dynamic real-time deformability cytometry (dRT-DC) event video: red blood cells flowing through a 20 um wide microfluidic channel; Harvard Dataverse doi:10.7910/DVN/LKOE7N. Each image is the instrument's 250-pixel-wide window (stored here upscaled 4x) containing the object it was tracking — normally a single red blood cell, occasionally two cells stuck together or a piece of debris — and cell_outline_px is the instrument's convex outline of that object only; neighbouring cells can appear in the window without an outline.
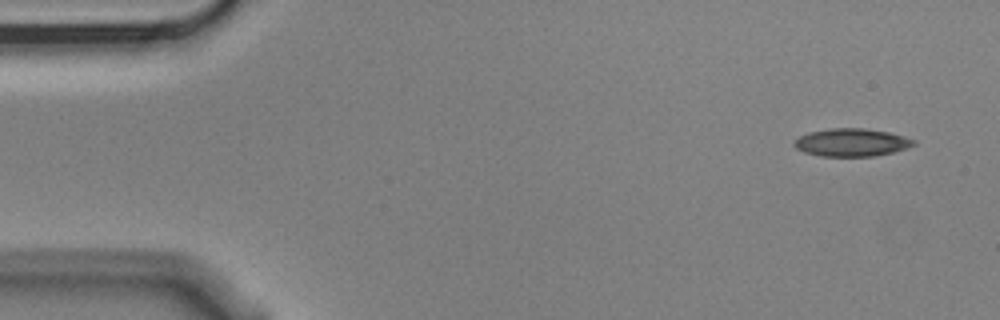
{"species": "Egyptian fruit bat (a non-hibernating species)", "species_latin": "Rousettus aegyptiacus", "temperature_condition": "cold", "stored_images_in_passage": 8, "camera_frame_rate_fps": 3000, "um_per_image_px": 0.085, "animal": {"sex": "male"}, "frame": {"image": 1, "passage_image": 1, "time_ms": 0.0, "image_size_px": [1000, 320], "cell_outline_px": [[916, 144], [892, 152], [872, 156], [820, 156], [804, 152], [796, 148], [792, 144], [800, 136], [808, 132], [828, 128], [864, 128], [888, 132], [904, 136], [916, 140]], "centroid_in_image_um": [72.36, 12.1], "position_along_channel_um": 12.6, "area_um2": 19.31}}
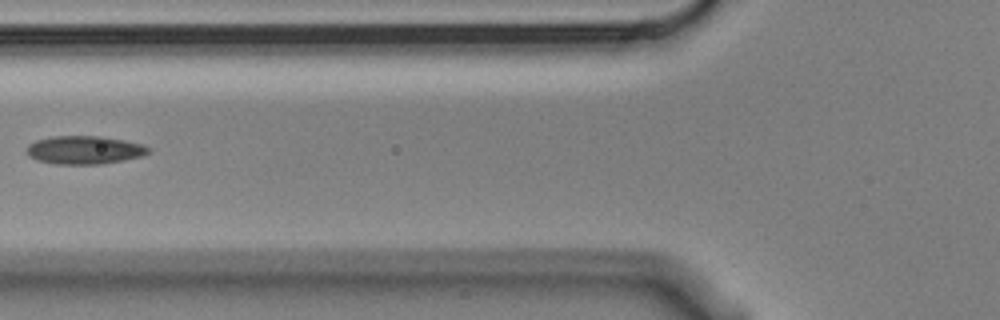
{"frame": {"image": 2, "passage_image": 6, "time_ms": 1.667, "image_size_px": [1000, 320], "cell_outline_px": [[152, 152], [144, 156], [124, 160], [100, 164], [56, 164], [36, 160], [28, 156], [28, 144], [36, 140], [52, 136], [100, 136], [124, 140], [140, 144], [152, 148]], "centroid_in_image_um": [7.21, 12.75], "position_along_channel_um": 118.6, "area_um2": 20.17}}
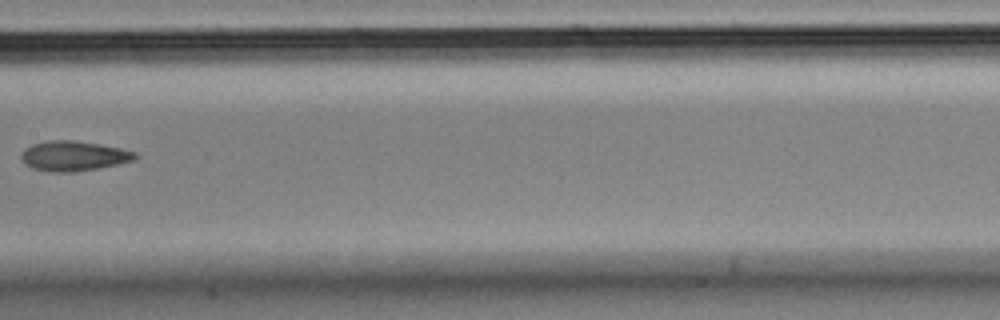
{"frame": {"image": 3, "passage_image": 8, "time_ms": 2.333, "image_size_px": [1000, 320], "cell_outline_px": [[136, 156], [132, 160], [100, 168], [72, 172], [52, 172], [32, 168], [24, 164], [20, 156], [24, 148], [32, 144], [48, 140], [72, 140], [120, 148], [136, 152]], "centroid_in_image_um": [6.19, 13.26], "position_along_channel_um": 201.2, "area_um2": 19.71}}